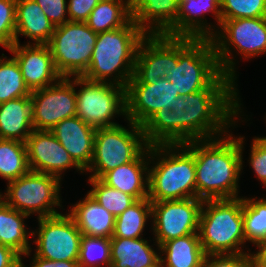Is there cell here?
I'll list each match as a JSON object with an SVG mask.
<instances>
[{"mask_svg":"<svg viewBox=\"0 0 266 267\" xmlns=\"http://www.w3.org/2000/svg\"><path fill=\"white\" fill-rule=\"evenodd\" d=\"M178 96L168 78L143 84L133 76L125 87V118L142 127L161 108L170 109Z\"/></svg>","mask_w":266,"mask_h":267,"instance_id":"9a60e30c","label":"cell"},{"mask_svg":"<svg viewBox=\"0 0 266 267\" xmlns=\"http://www.w3.org/2000/svg\"><path fill=\"white\" fill-rule=\"evenodd\" d=\"M55 26L34 0H16L15 43H19V34L29 37L33 44H48Z\"/></svg>","mask_w":266,"mask_h":267,"instance_id":"d4e9b609","label":"cell"},{"mask_svg":"<svg viewBox=\"0 0 266 267\" xmlns=\"http://www.w3.org/2000/svg\"><path fill=\"white\" fill-rule=\"evenodd\" d=\"M25 144L30 171L56 176L60 180L62 172L69 168L85 172L50 131L33 130Z\"/></svg>","mask_w":266,"mask_h":267,"instance_id":"2e32d148","label":"cell"},{"mask_svg":"<svg viewBox=\"0 0 266 267\" xmlns=\"http://www.w3.org/2000/svg\"><path fill=\"white\" fill-rule=\"evenodd\" d=\"M218 29L211 38L217 61L221 72L235 81L236 63L229 46L233 45L245 59L266 53V17L221 20Z\"/></svg>","mask_w":266,"mask_h":267,"instance_id":"ba28073f","label":"cell"},{"mask_svg":"<svg viewBox=\"0 0 266 267\" xmlns=\"http://www.w3.org/2000/svg\"><path fill=\"white\" fill-rule=\"evenodd\" d=\"M30 267H79L77 261H54L33 255ZM23 267H26L23 263Z\"/></svg>","mask_w":266,"mask_h":267,"instance_id":"7bdbcfd3","label":"cell"},{"mask_svg":"<svg viewBox=\"0 0 266 267\" xmlns=\"http://www.w3.org/2000/svg\"><path fill=\"white\" fill-rule=\"evenodd\" d=\"M129 128L118 124L97 128L94 137L93 157L86 171L89 178L101 179L107 172L133 162L149 145L143 128L128 120Z\"/></svg>","mask_w":266,"mask_h":267,"instance_id":"52a82bcc","label":"cell"},{"mask_svg":"<svg viewBox=\"0 0 266 267\" xmlns=\"http://www.w3.org/2000/svg\"><path fill=\"white\" fill-rule=\"evenodd\" d=\"M159 258L143 238L111 237V267H148Z\"/></svg>","mask_w":266,"mask_h":267,"instance_id":"484cf974","label":"cell"},{"mask_svg":"<svg viewBox=\"0 0 266 267\" xmlns=\"http://www.w3.org/2000/svg\"><path fill=\"white\" fill-rule=\"evenodd\" d=\"M150 159L158 160L149 166L151 202L196 198L194 154L184 144L150 145Z\"/></svg>","mask_w":266,"mask_h":267,"instance_id":"277c9868","label":"cell"},{"mask_svg":"<svg viewBox=\"0 0 266 267\" xmlns=\"http://www.w3.org/2000/svg\"><path fill=\"white\" fill-rule=\"evenodd\" d=\"M221 20L266 17V0H220Z\"/></svg>","mask_w":266,"mask_h":267,"instance_id":"d590c367","label":"cell"},{"mask_svg":"<svg viewBox=\"0 0 266 267\" xmlns=\"http://www.w3.org/2000/svg\"><path fill=\"white\" fill-rule=\"evenodd\" d=\"M22 257L13 249L0 244V267H23Z\"/></svg>","mask_w":266,"mask_h":267,"instance_id":"b9f144b4","label":"cell"},{"mask_svg":"<svg viewBox=\"0 0 266 267\" xmlns=\"http://www.w3.org/2000/svg\"><path fill=\"white\" fill-rule=\"evenodd\" d=\"M173 68V37L147 34L139 43L133 76L143 84L168 78Z\"/></svg>","mask_w":266,"mask_h":267,"instance_id":"e0dca14e","label":"cell"},{"mask_svg":"<svg viewBox=\"0 0 266 267\" xmlns=\"http://www.w3.org/2000/svg\"><path fill=\"white\" fill-rule=\"evenodd\" d=\"M180 0H133V21L146 34H165L177 21Z\"/></svg>","mask_w":266,"mask_h":267,"instance_id":"7402d4cb","label":"cell"},{"mask_svg":"<svg viewBox=\"0 0 266 267\" xmlns=\"http://www.w3.org/2000/svg\"><path fill=\"white\" fill-rule=\"evenodd\" d=\"M61 180L45 173L29 171L27 174L9 181L2 198L10 207L30 216L37 213L38 218L60 214L54 206H60Z\"/></svg>","mask_w":266,"mask_h":267,"instance_id":"30bf717a","label":"cell"},{"mask_svg":"<svg viewBox=\"0 0 266 267\" xmlns=\"http://www.w3.org/2000/svg\"><path fill=\"white\" fill-rule=\"evenodd\" d=\"M43 10L50 22L55 26H60L69 21L67 17L66 0H34Z\"/></svg>","mask_w":266,"mask_h":267,"instance_id":"ab89813d","label":"cell"},{"mask_svg":"<svg viewBox=\"0 0 266 267\" xmlns=\"http://www.w3.org/2000/svg\"><path fill=\"white\" fill-rule=\"evenodd\" d=\"M70 80L81 86L76 91V116L83 122L97 129L118 125L112 121L117 114L126 116L125 87L82 76Z\"/></svg>","mask_w":266,"mask_h":267,"instance_id":"9c48e42d","label":"cell"},{"mask_svg":"<svg viewBox=\"0 0 266 267\" xmlns=\"http://www.w3.org/2000/svg\"><path fill=\"white\" fill-rule=\"evenodd\" d=\"M152 219V204L149 198L137 200L123 213L115 217L112 237L142 238L147 219Z\"/></svg>","mask_w":266,"mask_h":267,"instance_id":"f546056e","label":"cell"},{"mask_svg":"<svg viewBox=\"0 0 266 267\" xmlns=\"http://www.w3.org/2000/svg\"><path fill=\"white\" fill-rule=\"evenodd\" d=\"M146 35L133 19L121 28L98 33L90 64L82 77L126 87L134 74L139 43Z\"/></svg>","mask_w":266,"mask_h":267,"instance_id":"3957f363","label":"cell"},{"mask_svg":"<svg viewBox=\"0 0 266 267\" xmlns=\"http://www.w3.org/2000/svg\"><path fill=\"white\" fill-rule=\"evenodd\" d=\"M203 202L200 198L151 202L152 229L158 251L164 242L198 233Z\"/></svg>","mask_w":266,"mask_h":267,"instance_id":"4fadbf2b","label":"cell"},{"mask_svg":"<svg viewBox=\"0 0 266 267\" xmlns=\"http://www.w3.org/2000/svg\"><path fill=\"white\" fill-rule=\"evenodd\" d=\"M16 0H0V45L7 50L15 43Z\"/></svg>","mask_w":266,"mask_h":267,"instance_id":"8d00e7d4","label":"cell"},{"mask_svg":"<svg viewBox=\"0 0 266 267\" xmlns=\"http://www.w3.org/2000/svg\"><path fill=\"white\" fill-rule=\"evenodd\" d=\"M148 267H164L161 259L159 258L154 264L148 266Z\"/></svg>","mask_w":266,"mask_h":267,"instance_id":"f6af8a7d","label":"cell"},{"mask_svg":"<svg viewBox=\"0 0 266 267\" xmlns=\"http://www.w3.org/2000/svg\"><path fill=\"white\" fill-rule=\"evenodd\" d=\"M70 78L31 92L34 130L50 131L60 121L76 116V89Z\"/></svg>","mask_w":266,"mask_h":267,"instance_id":"5bb4252c","label":"cell"},{"mask_svg":"<svg viewBox=\"0 0 266 267\" xmlns=\"http://www.w3.org/2000/svg\"><path fill=\"white\" fill-rule=\"evenodd\" d=\"M97 33L86 22L67 21L54 29L50 42L56 70L62 77L82 76L88 69Z\"/></svg>","mask_w":266,"mask_h":267,"instance_id":"8fae6325","label":"cell"},{"mask_svg":"<svg viewBox=\"0 0 266 267\" xmlns=\"http://www.w3.org/2000/svg\"><path fill=\"white\" fill-rule=\"evenodd\" d=\"M236 86L221 73L206 88L178 96L170 109L161 108L142 126L147 144H184L225 135L242 112Z\"/></svg>","mask_w":266,"mask_h":267,"instance_id":"6da1fadb","label":"cell"},{"mask_svg":"<svg viewBox=\"0 0 266 267\" xmlns=\"http://www.w3.org/2000/svg\"><path fill=\"white\" fill-rule=\"evenodd\" d=\"M99 2L100 0H68L67 13L69 21L86 22Z\"/></svg>","mask_w":266,"mask_h":267,"instance_id":"60d3db41","label":"cell"},{"mask_svg":"<svg viewBox=\"0 0 266 267\" xmlns=\"http://www.w3.org/2000/svg\"><path fill=\"white\" fill-rule=\"evenodd\" d=\"M131 20V2L128 0H100L86 24L98 34L121 28Z\"/></svg>","mask_w":266,"mask_h":267,"instance_id":"f1b7e54d","label":"cell"},{"mask_svg":"<svg viewBox=\"0 0 266 267\" xmlns=\"http://www.w3.org/2000/svg\"><path fill=\"white\" fill-rule=\"evenodd\" d=\"M30 43H14L8 51L14 55L25 84L32 92L55 84L62 76L56 70L49 46Z\"/></svg>","mask_w":266,"mask_h":267,"instance_id":"ac0fdd59","label":"cell"},{"mask_svg":"<svg viewBox=\"0 0 266 267\" xmlns=\"http://www.w3.org/2000/svg\"><path fill=\"white\" fill-rule=\"evenodd\" d=\"M243 228L246 241L254 245L266 239V199L243 197Z\"/></svg>","mask_w":266,"mask_h":267,"instance_id":"d6a6232c","label":"cell"},{"mask_svg":"<svg viewBox=\"0 0 266 267\" xmlns=\"http://www.w3.org/2000/svg\"><path fill=\"white\" fill-rule=\"evenodd\" d=\"M5 59V60H4ZM31 95L14 57H0V104Z\"/></svg>","mask_w":266,"mask_h":267,"instance_id":"1f68e13d","label":"cell"},{"mask_svg":"<svg viewBox=\"0 0 266 267\" xmlns=\"http://www.w3.org/2000/svg\"><path fill=\"white\" fill-rule=\"evenodd\" d=\"M77 262L79 267H111V238L82 235Z\"/></svg>","mask_w":266,"mask_h":267,"instance_id":"836d02e7","label":"cell"},{"mask_svg":"<svg viewBox=\"0 0 266 267\" xmlns=\"http://www.w3.org/2000/svg\"><path fill=\"white\" fill-rule=\"evenodd\" d=\"M27 217V214L13 209L0 198V244L13 249L21 257L31 253L28 241L31 234H28L24 224Z\"/></svg>","mask_w":266,"mask_h":267,"instance_id":"83f0119b","label":"cell"},{"mask_svg":"<svg viewBox=\"0 0 266 267\" xmlns=\"http://www.w3.org/2000/svg\"><path fill=\"white\" fill-rule=\"evenodd\" d=\"M68 213L82 235L111 238L114 232L115 216L95 201L88 193Z\"/></svg>","mask_w":266,"mask_h":267,"instance_id":"603a6c76","label":"cell"},{"mask_svg":"<svg viewBox=\"0 0 266 267\" xmlns=\"http://www.w3.org/2000/svg\"><path fill=\"white\" fill-rule=\"evenodd\" d=\"M149 162L151 163L150 146L133 162L107 172L101 180L108 186L133 196L136 200L148 198Z\"/></svg>","mask_w":266,"mask_h":267,"instance_id":"44dd1931","label":"cell"},{"mask_svg":"<svg viewBox=\"0 0 266 267\" xmlns=\"http://www.w3.org/2000/svg\"><path fill=\"white\" fill-rule=\"evenodd\" d=\"M256 247L258 251L256 253H251L253 267H266V239L257 242Z\"/></svg>","mask_w":266,"mask_h":267,"instance_id":"ee69618b","label":"cell"},{"mask_svg":"<svg viewBox=\"0 0 266 267\" xmlns=\"http://www.w3.org/2000/svg\"><path fill=\"white\" fill-rule=\"evenodd\" d=\"M221 73L210 38L173 37V68L168 79L179 96L206 88Z\"/></svg>","mask_w":266,"mask_h":267,"instance_id":"8992f818","label":"cell"},{"mask_svg":"<svg viewBox=\"0 0 266 267\" xmlns=\"http://www.w3.org/2000/svg\"><path fill=\"white\" fill-rule=\"evenodd\" d=\"M194 140L184 145L194 154L196 198L235 199L243 165V137L231 135Z\"/></svg>","mask_w":266,"mask_h":267,"instance_id":"7a4b0ae2","label":"cell"},{"mask_svg":"<svg viewBox=\"0 0 266 267\" xmlns=\"http://www.w3.org/2000/svg\"><path fill=\"white\" fill-rule=\"evenodd\" d=\"M33 130L30 95L0 104V139L25 143Z\"/></svg>","mask_w":266,"mask_h":267,"instance_id":"cb8c5ba5","label":"cell"},{"mask_svg":"<svg viewBox=\"0 0 266 267\" xmlns=\"http://www.w3.org/2000/svg\"><path fill=\"white\" fill-rule=\"evenodd\" d=\"M29 171L26 144L18 140L0 139V176L9 182Z\"/></svg>","mask_w":266,"mask_h":267,"instance_id":"4dcf8cb0","label":"cell"},{"mask_svg":"<svg viewBox=\"0 0 266 267\" xmlns=\"http://www.w3.org/2000/svg\"><path fill=\"white\" fill-rule=\"evenodd\" d=\"M159 251L164 267H202L205 258L198 233L164 242Z\"/></svg>","mask_w":266,"mask_h":267,"instance_id":"4316f807","label":"cell"},{"mask_svg":"<svg viewBox=\"0 0 266 267\" xmlns=\"http://www.w3.org/2000/svg\"><path fill=\"white\" fill-rule=\"evenodd\" d=\"M50 132L72 159L86 171L93 157L96 129L74 116L60 121Z\"/></svg>","mask_w":266,"mask_h":267,"instance_id":"ffe728a7","label":"cell"},{"mask_svg":"<svg viewBox=\"0 0 266 267\" xmlns=\"http://www.w3.org/2000/svg\"><path fill=\"white\" fill-rule=\"evenodd\" d=\"M202 267H253L250 253L205 255Z\"/></svg>","mask_w":266,"mask_h":267,"instance_id":"f35d334b","label":"cell"},{"mask_svg":"<svg viewBox=\"0 0 266 267\" xmlns=\"http://www.w3.org/2000/svg\"><path fill=\"white\" fill-rule=\"evenodd\" d=\"M205 255L245 254L243 198L204 200L198 229Z\"/></svg>","mask_w":266,"mask_h":267,"instance_id":"5b68a950","label":"cell"},{"mask_svg":"<svg viewBox=\"0 0 266 267\" xmlns=\"http://www.w3.org/2000/svg\"><path fill=\"white\" fill-rule=\"evenodd\" d=\"M37 219L39 228L31 232L37 235L35 255L54 261H78L82 233L73 218L60 213Z\"/></svg>","mask_w":266,"mask_h":267,"instance_id":"7c38bea8","label":"cell"},{"mask_svg":"<svg viewBox=\"0 0 266 267\" xmlns=\"http://www.w3.org/2000/svg\"><path fill=\"white\" fill-rule=\"evenodd\" d=\"M89 182L92 189L88 193L115 217L137 201L133 196L108 186L101 179L89 178Z\"/></svg>","mask_w":266,"mask_h":267,"instance_id":"e575fe53","label":"cell"},{"mask_svg":"<svg viewBox=\"0 0 266 267\" xmlns=\"http://www.w3.org/2000/svg\"><path fill=\"white\" fill-rule=\"evenodd\" d=\"M249 161L257 179L266 186V136L253 138Z\"/></svg>","mask_w":266,"mask_h":267,"instance_id":"74e56055","label":"cell"},{"mask_svg":"<svg viewBox=\"0 0 266 267\" xmlns=\"http://www.w3.org/2000/svg\"><path fill=\"white\" fill-rule=\"evenodd\" d=\"M212 12L217 25H221L220 0H180L176 23L165 33L171 37L212 38L217 31L211 29L204 14ZM203 18V19H202ZM214 30V31H213Z\"/></svg>","mask_w":266,"mask_h":267,"instance_id":"d6986e66","label":"cell"}]
</instances>
